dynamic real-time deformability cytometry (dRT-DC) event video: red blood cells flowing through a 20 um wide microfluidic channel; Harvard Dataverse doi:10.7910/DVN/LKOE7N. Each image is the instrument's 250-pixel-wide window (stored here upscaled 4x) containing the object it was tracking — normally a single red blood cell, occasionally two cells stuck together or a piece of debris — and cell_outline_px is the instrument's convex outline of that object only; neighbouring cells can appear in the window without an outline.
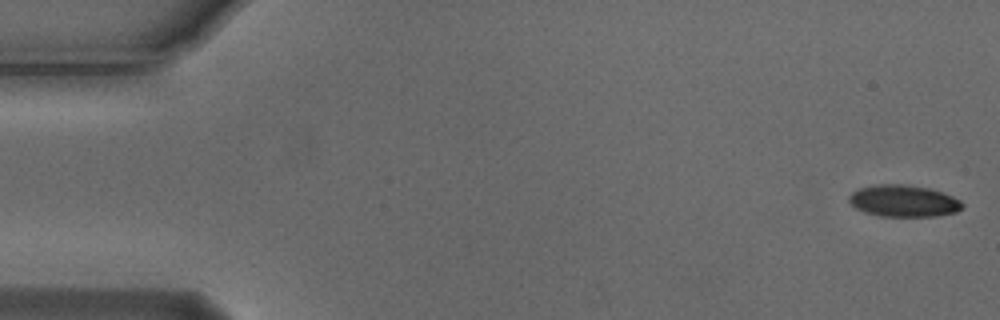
{"species": "Egyptian fruit bat (a non-hibernating species)", "species_latin": "Rousettus aegyptiacus", "temperature_condition": "cold", "stored_images_in_passage": 19, "camera_frame_rate_fps": 3000, "um_per_image_px": 0.085, "animal": {"sex": "male"}, "frame": {"image": 1, "passage_image": 1, "time_ms": 0.0, "image_size_px": [1000, 320], "cell_outline_px": [[964, 208], [956, 212], [936, 216], [880, 216], [864, 212], [856, 208], [848, 200], [848, 196], [852, 192], [860, 188], [876, 184], [904, 184], [928, 188], [952, 196], [960, 200], [964, 204]], "centroid_in_image_um": [76.81, 17.08], "position_along_channel_um": 8.2, "area_um2": 20.98}}
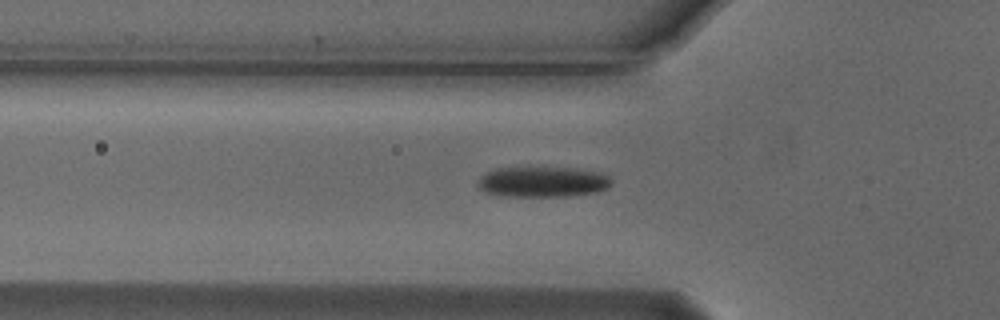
{"frame": {"image": 2, "passage_image": 18, "time_ms": 5.667, "image_size_px": [1000, 320], "cell_outline_px": [[612, 184], [608, 188], [596, 192], [568, 196], [500, 196], [484, 192], [476, 184], [480, 176], [484, 172], [496, 168], [576, 168], [600, 172], [608, 176], [612, 180]], "centroid_in_image_um": [46.11, 15.46], "position_along_channel_um": 79.7, "area_um2": 23.93}}